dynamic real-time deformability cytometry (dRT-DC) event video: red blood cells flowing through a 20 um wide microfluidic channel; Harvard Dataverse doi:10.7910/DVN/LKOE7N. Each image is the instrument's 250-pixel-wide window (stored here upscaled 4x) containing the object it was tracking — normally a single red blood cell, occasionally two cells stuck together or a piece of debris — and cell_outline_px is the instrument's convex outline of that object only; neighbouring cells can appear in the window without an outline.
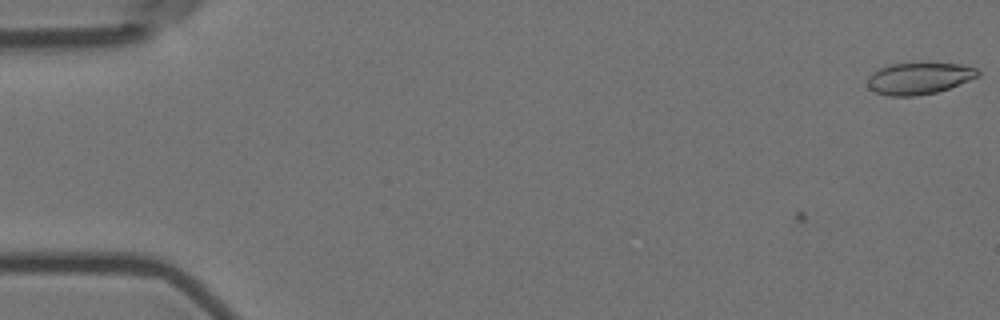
{"species": "Egyptian fruit bat (a non-hibernating species)", "species_latin": "Rousettus aegyptiacus", "temperature_condition": "room temperature", "stored_images_in_passage": 6, "camera_frame_rate_fps": 3000, "um_per_image_px": 0.085, "animal": {"sex": "female"}, "frame": {"image": 1, "passage_image": 1, "time_ms": 0.0, "image_size_px": [1000, 320], "cell_outline_px": [[980, 76], [948, 88], [936, 92], [916, 96], [888, 96], [876, 92], [868, 88], [868, 76], [872, 72], [880, 68], [892, 64], [920, 60], [924, 60], [960, 64], [976, 68], [980, 72]], "centroid_in_image_um": [78.13, 6.61], "position_along_channel_um": 6.9, "area_um2": 21.15}}
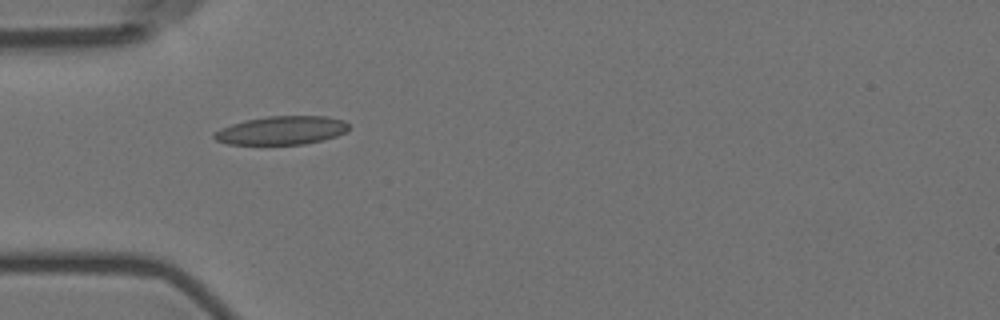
{"frame": {"image": 2, "passage_image": 5, "time_ms": 5.667, "image_size_px": [1000, 320], "cell_outline_px": [[348, 128], [344, 132], [336, 136], [324, 140], [304, 144], [228, 144], [216, 140], [212, 136], [212, 132], [220, 128], [244, 120], [268, 116], [324, 116], [344, 120], [348, 124]], "centroid_in_image_um": [23.9, 11.08], "position_along_channel_um": 61.1, "area_um2": 22.37}}
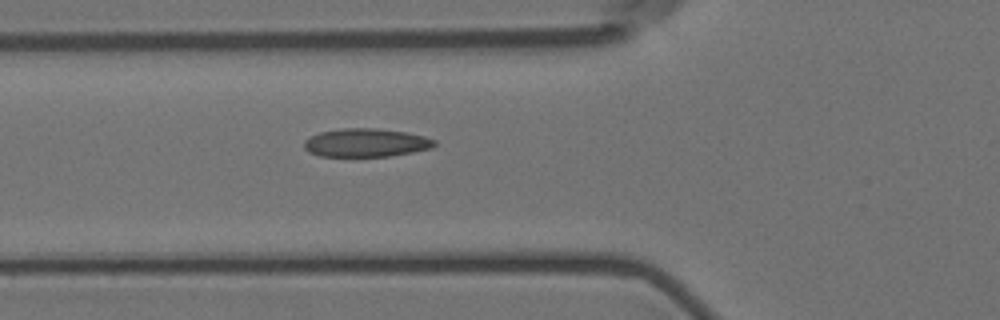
{"frame": {"image": 3, "passage_image": 6, "time_ms": 6.667, "image_size_px": [1000, 320], "cell_outline_px": [[436, 144], [432, 148], [412, 152], [388, 156], [320, 156], [308, 152], [304, 148], [304, 140], [308, 136], [320, 132], [340, 128], [380, 128], [404, 132], [424, 136], [436, 140]], "centroid_in_image_um": [31.08, 12.12], "position_along_channel_um": 94.7, "area_um2": 21.68}}